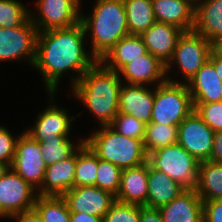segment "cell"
Listing matches in <instances>:
<instances>
[{"label": "cell", "instance_id": "obj_1", "mask_svg": "<svg viewBox=\"0 0 222 222\" xmlns=\"http://www.w3.org/2000/svg\"><path fill=\"white\" fill-rule=\"evenodd\" d=\"M86 33L82 23L72 27L41 31L37 34L36 57L33 68L42 74L46 92L54 103L60 79L69 70L71 87L78 83L82 75L98 60L85 49Z\"/></svg>", "mask_w": 222, "mask_h": 222}, {"label": "cell", "instance_id": "obj_2", "mask_svg": "<svg viewBox=\"0 0 222 222\" xmlns=\"http://www.w3.org/2000/svg\"><path fill=\"white\" fill-rule=\"evenodd\" d=\"M123 80L119 72L97 61L72 88L76 99L94 115L100 126H109L119 113V96Z\"/></svg>", "mask_w": 222, "mask_h": 222}, {"label": "cell", "instance_id": "obj_3", "mask_svg": "<svg viewBox=\"0 0 222 222\" xmlns=\"http://www.w3.org/2000/svg\"><path fill=\"white\" fill-rule=\"evenodd\" d=\"M81 12L85 33L91 32V54L100 61L123 37L129 35L123 0H97L92 13Z\"/></svg>", "mask_w": 222, "mask_h": 222}, {"label": "cell", "instance_id": "obj_4", "mask_svg": "<svg viewBox=\"0 0 222 222\" xmlns=\"http://www.w3.org/2000/svg\"><path fill=\"white\" fill-rule=\"evenodd\" d=\"M85 143L99 159L111 162L121 169L139 166L147 162V154L141 139L128 138L110 126H100Z\"/></svg>", "mask_w": 222, "mask_h": 222}, {"label": "cell", "instance_id": "obj_5", "mask_svg": "<svg viewBox=\"0 0 222 222\" xmlns=\"http://www.w3.org/2000/svg\"><path fill=\"white\" fill-rule=\"evenodd\" d=\"M154 88L151 122L179 126L194 110L192 98L185 81L179 82L169 75Z\"/></svg>", "mask_w": 222, "mask_h": 222}, {"label": "cell", "instance_id": "obj_6", "mask_svg": "<svg viewBox=\"0 0 222 222\" xmlns=\"http://www.w3.org/2000/svg\"><path fill=\"white\" fill-rule=\"evenodd\" d=\"M147 163L151 168L166 173L185 189L197 186L199 161L178 143L148 153Z\"/></svg>", "mask_w": 222, "mask_h": 222}, {"label": "cell", "instance_id": "obj_7", "mask_svg": "<svg viewBox=\"0 0 222 222\" xmlns=\"http://www.w3.org/2000/svg\"><path fill=\"white\" fill-rule=\"evenodd\" d=\"M214 49L204 36L194 30L184 31L176 43L171 60L166 65V76L171 72L172 64H177L183 79L187 83L206 63Z\"/></svg>", "mask_w": 222, "mask_h": 222}, {"label": "cell", "instance_id": "obj_8", "mask_svg": "<svg viewBox=\"0 0 222 222\" xmlns=\"http://www.w3.org/2000/svg\"><path fill=\"white\" fill-rule=\"evenodd\" d=\"M37 189L9 168L0 178V219L32 210Z\"/></svg>", "mask_w": 222, "mask_h": 222}, {"label": "cell", "instance_id": "obj_9", "mask_svg": "<svg viewBox=\"0 0 222 222\" xmlns=\"http://www.w3.org/2000/svg\"><path fill=\"white\" fill-rule=\"evenodd\" d=\"M37 34L30 18L16 28L0 27V62L26 60L32 67L36 57Z\"/></svg>", "mask_w": 222, "mask_h": 222}, {"label": "cell", "instance_id": "obj_10", "mask_svg": "<svg viewBox=\"0 0 222 222\" xmlns=\"http://www.w3.org/2000/svg\"><path fill=\"white\" fill-rule=\"evenodd\" d=\"M81 0H37V16L30 11V19L38 32L68 28L80 23Z\"/></svg>", "mask_w": 222, "mask_h": 222}, {"label": "cell", "instance_id": "obj_11", "mask_svg": "<svg viewBox=\"0 0 222 222\" xmlns=\"http://www.w3.org/2000/svg\"><path fill=\"white\" fill-rule=\"evenodd\" d=\"M10 168L37 190L41 187L47 166L42 159L39 142L25 131L18 135Z\"/></svg>", "mask_w": 222, "mask_h": 222}, {"label": "cell", "instance_id": "obj_12", "mask_svg": "<svg viewBox=\"0 0 222 222\" xmlns=\"http://www.w3.org/2000/svg\"><path fill=\"white\" fill-rule=\"evenodd\" d=\"M214 131L193 110L178 126V144L199 162L210 160Z\"/></svg>", "mask_w": 222, "mask_h": 222}, {"label": "cell", "instance_id": "obj_13", "mask_svg": "<svg viewBox=\"0 0 222 222\" xmlns=\"http://www.w3.org/2000/svg\"><path fill=\"white\" fill-rule=\"evenodd\" d=\"M70 212L104 217L116 201L115 195L96 186L74 187L62 196Z\"/></svg>", "mask_w": 222, "mask_h": 222}, {"label": "cell", "instance_id": "obj_14", "mask_svg": "<svg viewBox=\"0 0 222 222\" xmlns=\"http://www.w3.org/2000/svg\"><path fill=\"white\" fill-rule=\"evenodd\" d=\"M68 114L67 109L53 105L51 102L37 116L34 126L25 132L37 142H45L59 136H69L73 127L72 120H76V117H70Z\"/></svg>", "mask_w": 222, "mask_h": 222}, {"label": "cell", "instance_id": "obj_15", "mask_svg": "<svg viewBox=\"0 0 222 222\" xmlns=\"http://www.w3.org/2000/svg\"><path fill=\"white\" fill-rule=\"evenodd\" d=\"M119 75L129 85L157 86L167 80L166 65L149 52L126 64Z\"/></svg>", "mask_w": 222, "mask_h": 222}, {"label": "cell", "instance_id": "obj_16", "mask_svg": "<svg viewBox=\"0 0 222 222\" xmlns=\"http://www.w3.org/2000/svg\"><path fill=\"white\" fill-rule=\"evenodd\" d=\"M153 103V88L146 85L122 84L119 96V113L132 115L145 124H149Z\"/></svg>", "mask_w": 222, "mask_h": 222}, {"label": "cell", "instance_id": "obj_17", "mask_svg": "<svg viewBox=\"0 0 222 222\" xmlns=\"http://www.w3.org/2000/svg\"><path fill=\"white\" fill-rule=\"evenodd\" d=\"M159 210L163 222H204L203 201L195 189H186Z\"/></svg>", "mask_w": 222, "mask_h": 222}, {"label": "cell", "instance_id": "obj_18", "mask_svg": "<svg viewBox=\"0 0 222 222\" xmlns=\"http://www.w3.org/2000/svg\"><path fill=\"white\" fill-rule=\"evenodd\" d=\"M186 84L193 104L222 101V80L209 60Z\"/></svg>", "mask_w": 222, "mask_h": 222}, {"label": "cell", "instance_id": "obj_19", "mask_svg": "<svg viewBox=\"0 0 222 222\" xmlns=\"http://www.w3.org/2000/svg\"><path fill=\"white\" fill-rule=\"evenodd\" d=\"M156 22L178 27L183 32L194 28L195 0H152Z\"/></svg>", "mask_w": 222, "mask_h": 222}, {"label": "cell", "instance_id": "obj_20", "mask_svg": "<svg viewBox=\"0 0 222 222\" xmlns=\"http://www.w3.org/2000/svg\"><path fill=\"white\" fill-rule=\"evenodd\" d=\"M182 33L183 31L176 26L155 22L141 37L147 51L167 65L174 54L176 43Z\"/></svg>", "mask_w": 222, "mask_h": 222}, {"label": "cell", "instance_id": "obj_21", "mask_svg": "<svg viewBox=\"0 0 222 222\" xmlns=\"http://www.w3.org/2000/svg\"><path fill=\"white\" fill-rule=\"evenodd\" d=\"M148 195V163L122 169L116 200L123 203L146 206Z\"/></svg>", "mask_w": 222, "mask_h": 222}, {"label": "cell", "instance_id": "obj_22", "mask_svg": "<svg viewBox=\"0 0 222 222\" xmlns=\"http://www.w3.org/2000/svg\"><path fill=\"white\" fill-rule=\"evenodd\" d=\"M193 30L213 45L222 40V0H195Z\"/></svg>", "mask_w": 222, "mask_h": 222}, {"label": "cell", "instance_id": "obj_23", "mask_svg": "<svg viewBox=\"0 0 222 222\" xmlns=\"http://www.w3.org/2000/svg\"><path fill=\"white\" fill-rule=\"evenodd\" d=\"M76 170V152L63 161L47 166L41 187L37 190L41 196H63L74 188Z\"/></svg>", "mask_w": 222, "mask_h": 222}, {"label": "cell", "instance_id": "obj_24", "mask_svg": "<svg viewBox=\"0 0 222 222\" xmlns=\"http://www.w3.org/2000/svg\"><path fill=\"white\" fill-rule=\"evenodd\" d=\"M141 35H127L119 40L100 60L108 69L119 72L126 64L147 53Z\"/></svg>", "mask_w": 222, "mask_h": 222}, {"label": "cell", "instance_id": "obj_25", "mask_svg": "<svg viewBox=\"0 0 222 222\" xmlns=\"http://www.w3.org/2000/svg\"><path fill=\"white\" fill-rule=\"evenodd\" d=\"M186 189L166 173L153 169L148 164V195L146 206L160 208L169 204Z\"/></svg>", "mask_w": 222, "mask_h": 222}, {"label": "cell", "instance_id": "obj_26", "mask_svg": "<svg viewBox=\"0 0 222 222\" xmlns=\"http://www.w3.org/2000/svg\"><path fill=\"white\" fill-rule=\"evenodd\" d=\"M202 201L222 199V163L199 162L198 180L195 188Z\"/></svg>", "mask_w": 222, "mask_h": 222}, {"label": "cell", "instance_id": "obj_27", "mask_svg": "<svg viewBox=\"0 0 222 222\" xmlns=\"http://www.w3.org/2000/svg\"><path fill=\"white\" fill-rule=\"evenodd\" d=\"M130 35H142L155 22L152 0H123Z\"/></svg>", "mask_w": 222, "mask_h": 222}, {"label": "cell", "instance_id": "obj_28", "mask_svg": "<svg viewBox=\"0 0 222 222\" xmlns=\"http://www.w3.org/2000/svg\"><path fill=\"white\" fill-rule=\"evenodd\" d=\"M98 156L84 142L76 151L74 187L96 186Z\"/></svg>", "mask_w": 222, "mask_h": 222}, {"label": "cell", "instance_id": "obj_29", "mask_svg": "<svg viewBox=\"0 0 222 222\" xmlns=\"http://www.w3.org/2000/svg\"><path fill=\"white\" fill-rule=\"evenodd\" d=\"M69 136L54 137L45 142H39L42 159L46 166L71 157L85 142V139L74 143Z\"/></svg>", "mask_w": 222, "mask_h": 222}, {"label": "cell", "instance_id": "obj_30", "mask_svg": "<svg viewBox=\"0 0 222 222\" xmlns=\"http://www.w3.org/2000/svg\"><path fill=\"white\" fill-rule=\"evenodd\" d=\"M178 142V126L150 122L146 124L144 149L146 154Z\"/></svg>", "mask_w": 222, "mask_h": 222}, {"label": "cell", "instance_id": "obj_31", "mask_svg": "<svg viewBox=\"0 0 222 222\" xmlns=\"http://www.w3.org/2000/svg\"><path fill=\"white\" fill-rule=\"evenodd\" d=\"M33 209L43 222H70V211L62 196L38 195Z\"/></svg>", "mask_w": 222, "mask_h": 222}, {"label": "cell", "instance_id": "obj_32", "mask_svg": "<svg viewBox=\"0 0 222 222\" xmlns=\"http://www.w3.org/2000/svg\"><path fill=\"white\" fill-rule=\"evenodd\" d=\"M30 18V9L19 0H0V27L16 28Z\"/></svg>", "mask_w": 222, "mask_h": 222}, {"label": "cell", "instance_id": "obj_33", "mask_svg": "<svg viewBox=\"0 0 222 222\" xmlns=\"http://www.w3.org/2000/svg\"><path fill=\"white\" fill-rule=\"evenodd\" d=\"M121 173L122 169L120 167L98 157L96 187L116 196L120 187Z\"/></svg>", "mask_w": 222, "mask_h": 222}, {"label": "cell", "instance_id": "obj_34", "mask_svg": "<svg viewBox=\"0 0 222 222\" xmlns=\"http://www.w3.org/2000/svg\"><path fill=\"white\" fill-rule=\"evenodd\" d=\"M109 126L128 138L144 140L146 124L132 115L118 113Z\"/></svg>", "mask_w": 222, "mask_h": 222}, {"label": "cell", "instance_id": "obj_35", "mask_svg": "<svg viewBox=\"0 0 222 222\" xmlns=\"http://www.w3.org/2000/svg\"><path fill=\"white\" fill-rule=\"evenodd\" d=\"M140 206L115 201L103 217L104 222H139Z\"/></svg>", "mask_w": 222, "mask_h": 222}, {"label": "cell", "instance_id": "obj_36", "mask_svg": "<svg viewBox=\"0 0 222 222\" xmlns=\"http://www.w3.org/2000/svg\"><path fill=\"white\" fill-rule=\"evenodd\" d=\"M196 114L214 131H222V101L193 104Z\"/></svg>", "mask_w": 222, "mask_h": 222}, {"label": "cell", "instance_id": "obj_37", "mask_svg": "<svg viewBox=\"0 0 222 222\" xmlns=\"http://www.w3.org/2000/svg\"><path fill=\"white\" fill-rule=\"evenodd\" d=\"M18 136H13L4 126H0V161L12 165Z\"/></svg>", "mask_w": 222, "mask_h": 222}, {"label": "cell", "instance_id": "obj_38", "mask_svg": "<svg viewBox=\"0 0 222 222\" xmlns=\"http://www.w3.org/2000/svg\"><path fill=\"white\" fill-rule=\"evenodd\" d=\"M203 221L222 222V199L203 201Z\"/></svg>", "mask_w": 222, "mask_h": 222}, {"label": "cell", "instance_id": "obj_39", "mask_svg": "<svg viewBox=\"0 0 222 222\" xmlns=\"http://www.w3.org/2000/svg\"><path fill=\"white\" fill-rule=\"evenodd\" d=\"M139 222H163L159 208L140 206Z\"/></svg>", "mask_w": 222, "mask_h": 222}, {"label": "cell", "instance_id": "obj_40", "mask_svg": "<svg viewBox=\"0 0 222 222\" xmlns=\"http://www.w3.org/2000/svg\"><path fill=\"white\" fill-rule=\"evenodd\" d=\"M210 161L222 163V131L214 133Z\"/></svg>", "mask_w": 222, "mask_h": 222}, {"label": "cell", "instance_id": "obj_41", "mask_svg": "<svg viewBox=\"0 0 222 222\" xmlns=\"http://www.w3.org/2000/svg\"><path fill=\"white\" fill-rule=\"evenodd\" d=\"M11 218L17 222H43L34 209L15 214Z\"/></svg>", "mask_w": 222, "mask_h": 222}, {"label": "cell", "instance_id": "obj_42", "mask_svg": "<svg viewBox=\"0 0 222 222\" xmlns=\"http://www.w3.org/2000/svg\"><path fill=\"white\" fill-rule=\"evenodd\" d=\"M70 222H104L103 217H96L85 212H70Z\"/></svg>", "mask_w": 222, "mask_h": 222}, {"label": "cell", "instance_id": "obj_43", "mask_svg": "<svg viewBox=\"0 0 222 222\" xmlns=\"http://www.w3.org/2000/svg\"><path fill=\"white\" fill-rule=\"evenodd\" d=\"M209 61L214 65L217 75L222 80V55L214 48Z\"/></svg>", "mask_w": 222, "mask_h": 222}, {"label": "cell", "instance_id": "obj_44", "mask_svg": "<svg viewBox=\"0 0 222 222\" xmlns=\"http://www.w3.org/2000/svg\"><path fill=\"white\" fill-rule=\"evenodd\" d=\"M10 168V166L4 162L0 161V178L6 173V171Z\"/></svg>", "mask_w": 222, "mask_h": 222}, {"label": "cell", "instance_id": "obj_45", "mask_svg": "<svg viewBox=\"0 0 222 222\" xmlns=\"http://www.w3.org/2000/svg\"><path fill=\"white\" fill-rule=\"evenodd\" d=\"M214 48L222 55V40L215 44Z\"/></svg>", "mask_w": 222, "mask_h": 222}]
</instances>
